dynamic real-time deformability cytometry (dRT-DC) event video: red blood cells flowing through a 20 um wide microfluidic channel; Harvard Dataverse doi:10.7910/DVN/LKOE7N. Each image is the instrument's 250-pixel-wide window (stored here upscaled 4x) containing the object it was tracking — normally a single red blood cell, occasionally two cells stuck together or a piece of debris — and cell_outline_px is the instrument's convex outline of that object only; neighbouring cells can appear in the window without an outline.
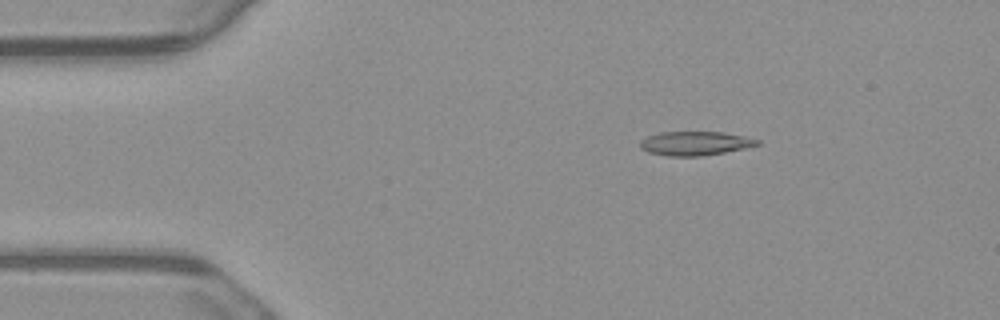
{"species": "common noctule bat (a hibernating species)", "species_latin": "Nyctalus noctula", "temperature_condition": "warm", "stored_images_in_passage": 5, "camera_frame_rate_fps": 3000, "um_per_image_px": 0.085, "animal": {"sex": "male", "body_mass_g": 23.1, "forearm_length_mm": 52.7}, "frame": {"image": 1, "passage_image": 3, "time_ms": 0.667, "image_size_px": [1000, 320], "cell_outline_px": [[760, 144], [744, 148], [704, 156], [668, 156], [648, 152], [640, 148], [640, 140], [648, 136], [660, 132], [724, 132], [744, 136], [760, 140]], "centroid_in_image_um": [59.07, 12.18], "position_along_channel_um": 25.9, "area_um2": 16.36}}
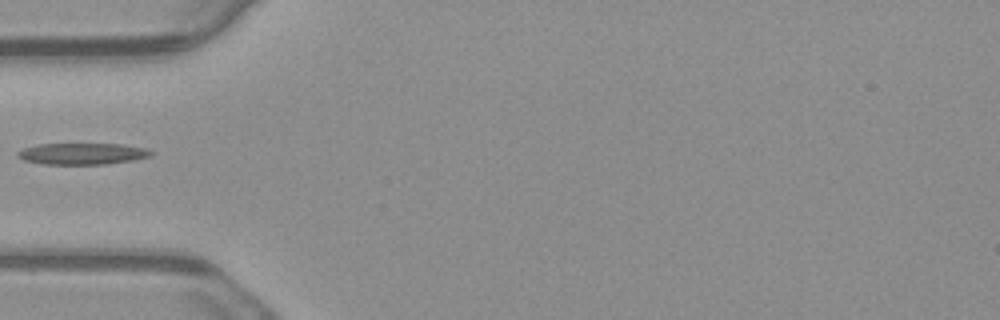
{"frame": {"image": 2, "passage_image": 5, "time_ms": 1.333, "image_size_px": [1000, 320], "cell_outline_px": [[152, 156], [132, 160], [108, 164], [40, 164], [24, 160], [16, 156], [16, 152], [24, 148], [36, 144], [120, 144], [148, 148], [152, 152]], "centroid_in_image_um": [6.98, 13.07], "position_along_channel_um": 78.0, "area_um2": 16.76}}